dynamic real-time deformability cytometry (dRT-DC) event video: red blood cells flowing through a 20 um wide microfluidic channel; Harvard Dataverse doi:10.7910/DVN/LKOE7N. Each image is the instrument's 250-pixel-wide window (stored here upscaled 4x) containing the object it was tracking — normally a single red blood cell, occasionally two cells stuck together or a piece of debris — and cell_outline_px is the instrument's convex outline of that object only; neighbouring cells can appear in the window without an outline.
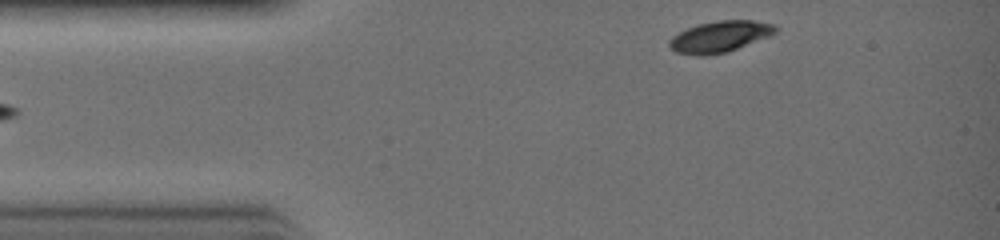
{"species": "common noctule bat (a hibernating species)", "species_latin": "Nyctalus noctula", "temperature_condition": "warm", "stored_images_in_passage": 25, "camera_frame_rate_fps": 3000, "um_per_image_px": 0.085, "animal": {"sex": "female", "body_mass_g": 19.0, "forearm_length_mm": 51.5}, "frame": {"image": 1, "passage_image": 1, "time_ms": 0.0, "image_size_px": [1000, 240], "cell_outline_px": [[776, 32], [768, 36], [728, 52], [704, 56], [700, 56], [676, 52], [668, 44], [668, 40], [672, 36], [688, 28], [700, 24], [716, 20], [752, 20], [772, 24], [776, 28]], "centroid_in_image_um": [61.16, 3.12], "position_along_channel_um": 23.8, "area_um2": 19.07}}
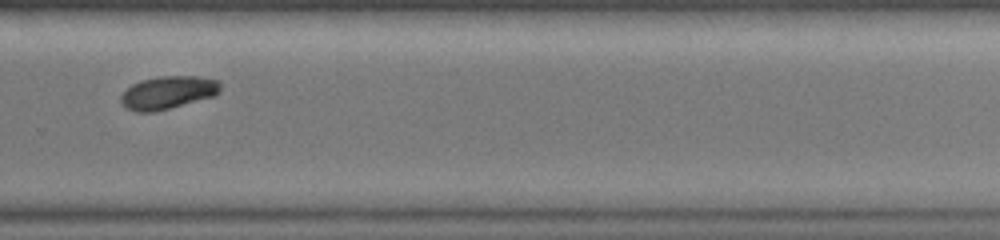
{"frame": {"image": 2, "passage_image": 18, "time_ms": 5.667, "image_size_px": [1000, 240], "cell_outline_px": [[220, 92], [216, 96], [152, 112], [136, 112], [124, 108], [120, 100], [120, 96], [132, 84], [140, 80], [160, 76], [200, 76], [220, 80]], "centroid_in_image_um": [14.29, 7.86], "position_along_channel_um": 315.5, "area_um2": 19.25}}
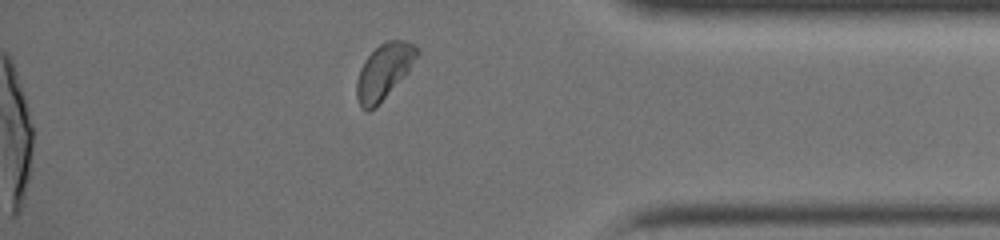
{"frame": {"image": 3, "passage_image": 23, "time_ms": 7.333, "image_size_px": [1000, 240], "cell_outline_px": [[420, 52], [408, 72], [376, 108], [368, 112], [360, 108], [356, 96], [356, 80], [360, 68], [364, 60], [384, 40], [404, 40], [412, 44]], "centroid_in_image_um": [32.61, 6.11], "position_along_channel_um": 402.6, "area_um2": 19.65}}